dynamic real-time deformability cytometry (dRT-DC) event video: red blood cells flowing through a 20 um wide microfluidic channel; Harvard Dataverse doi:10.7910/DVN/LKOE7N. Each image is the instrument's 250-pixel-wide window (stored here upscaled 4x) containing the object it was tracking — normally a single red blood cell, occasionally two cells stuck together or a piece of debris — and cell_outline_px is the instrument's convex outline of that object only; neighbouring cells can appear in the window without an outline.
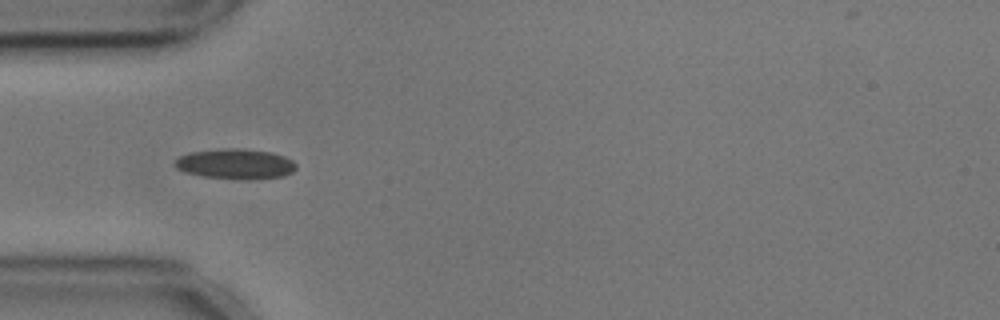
{"species": "common noctule bat (a hibernating species)", "species_latin": "Nyctalus noctula", "temperature_condition": "cold", "stored_images_in_passage": 36, "camera_frame_rate_fps": 3000, "um_per_image_px": 0.085, "animal": {"sex": "male", "body_mass_g": 17.9, "forearm_length_mm": 54.2}, "frame": {"image": 1, "passage_image": 6, "time_ms": 1.667, "image_size_px": [1000, 320], "cell_outline_px": [[296, 168], [292, 172], [284, 176], [248, 180], [204, 176], [184, 172], [176, 168], [176, 160], [180, 156], [192, 152], [228, 148], [236, 148], [272, 152], [284, 156], [292, 160], [296, 164]], "centroid_in_image_um": [20.05, 13.94], "position_along_channel_um": 64.9, "area_um2": 21.15}}
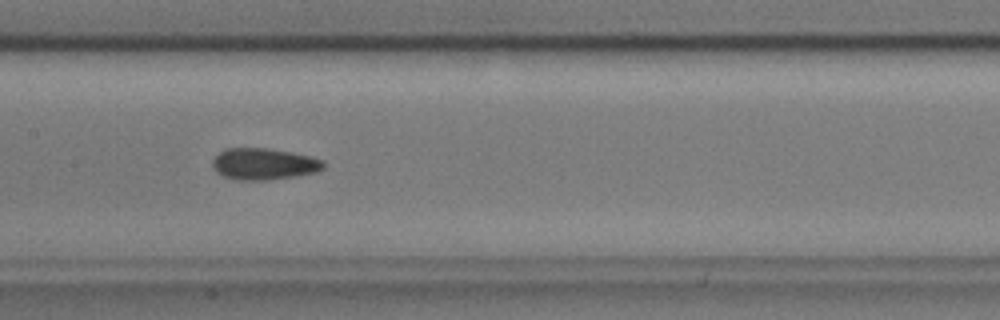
{"frame": {"image": 2, "passage_image": 16, "time_ms": 5.0, "image_size_px": [1000, 320], "cell_outline_px": [[324, 168], [316, 172], [292, 176], [264, 180], [236, 180], [224, 176], [216, 172], [212, 164], [212, 160], [224, 148], [268, 148], [292, 152], [324, 160]], "centroid_in_image_um": [22.4, 13.93], "position_along_channel_um": 185.0, "area_um2": 20.29}, "authors_computed_cell_mechanics": {"area_um2": 19.8543, "velocity_mm_per_s": 3.5798, "shape_relaxation_time_tau1_ms": 10.0954, "shape_relaxation_time_tau2_ms": 3.3462, "deformation_change_tau1": 0.1575, "deformation_change_tau2": 0.0889}}